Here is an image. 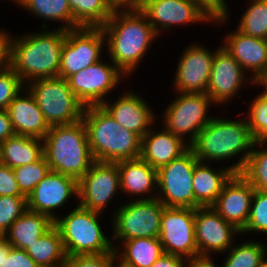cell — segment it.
<instances>
[{
	"instance_id": "37",
	"label": "cell",
	"mask_w": 267,
	"mask_h": 267,
	"mask_svg": "<svg viewBox=\"0 0 267 267\" xmlns=\"http://www.w3.org/2000/svg\"><path fill=\"white\" fill-rule=\"evenodd\" d=\"M49 171L50 168L44 154L35 162L13 169L18 187L21 193L26 197Z\"/></svg>"
},
{
	"instance_id": "36",
	"label": "cell",
	"mask_w": 267,
	"mask_h": 267,
	"mask_svg": "<svg viewBox=\"0 0 267 267\" xmlns=\"http://www.w3.org/2000/svg\"><path fill=\"white\" fill-rule=\"evenodd\" d=\"M255 84L262 85L265 90L251 102L246 119L255 141L267 142V81Z\"/></svg>"
},
{
	"instance_id": "45",
	"label": "cell",
	"mask_w": 267,
	"mask_h": 267,
	"mask_svg": "<svg viewBox=\"0 0 267 267\" xmlns=\"http://www.w3.org/2000/svg\"><path fill=\"white\" fill-rule=\"evenodd\" d=\"M11 37L4 30H0V73L10 68Z\"/></svg>"
},
{
	"instance_id": "27",
	"label": "cell",
	"mask_w": 267,
	"mask_h": 267,
	"mask_svg": "<svg viewBox=\"0 0 267 267\" xmlns=\"http://www.w3.org/2000/svg\"><path fill=\"white\" fill-rule=\"evenodd\" d=\"M53 226L54 220L49 216L27 209L3 236L13 247L25 250L28 245L35 242V239L43 236Z\"/></svg>"
},
{
	"instance_id": "5",
	"label": "cell",
	"mask_w": 267,
	"mask_h": 267,
	"mask_svg": "<svg viewBox=\"0 0 267 267\" xmlns=\"http://www.w3.org/2000/svg\"><path fill=\"white\" fill-rule=\"evenodd\" d=\"M43 154L50 171L72 176L77 181L95 162L82 119L51 126L43 139Z\"/></svg>"
},
{
	"instance_id": "11",
	"label": "cell",
	"mask_w": 267,
	"mask_h": 267,
	"mask_svg": "<svg viewBox=\"0 0 267 267\" xmlns=\"http://www.w3.org/2000/svg\"><path fill=\"white\" fill-rule=\"evenodd\" d=\"M105 38L101 27H78L66 30V39L61 50L59 77L67 79L102 60Z\"/></svg>"
},
{
	"instance_id": "46",
	"label": "cell",
	"mask_w": 267,
	"mask_h": 267,
	"mask_svg": "<svg viewBox=\"0 0 267 267\" xmlns=\"http://www.w3.org/2000/svg\"><path fill=\"white\" fill-rule=\"evenodd\" d=\"M190 262L180 256L163 253L150 267H187Z\"/></svg>"
},
{
	"instance_id": "21",
	"label": "cell",
	"mask_w": 267,
	"mask_h": 267,
	"mask_svg": "<svg viewBox=\"0 0 267 267\" xmlns=\"http://www.w3.org/2000/svg\"><path fill=\"white\" fill-rule=\"evenodd\" d=\"M216 49L206 94L214 104L222 105L233 98L245 83L246 72L240 64L223 48ZM246 76V78H245Z\"/></svg>"
},
{
	"instance_id": "29",
	"label": "cell",
	"mask_w": 267,
	"mask_h": 267,
	"mask_svg": "<svg viewBox=\"0 0 267 267\" xmlns=\"http://www.w3.org/2000/svg\"><path fill=\"white\" fill-rule=\"evenodd\" d=\"M25 251L40 267H61L66 259L61 235L55 226L35 239Z\"/></svg>"
},
{
	"instance_id": "23",
	"label": "cell",
	"mask_w": 267,
	"mask_h": 267,
	"mask_svg": "<svg viewBox=\"0 0 267 267\" xmlns=\"http://www.w3.org/2000/svg\"><path fill=\"white\" fill-rule=\"evenodd\" d=\"M6 111L15 134L43 140L50 129L36 100L28 89L19 93Z\"/></svg>"
},
{
	"instance_id": "19",
	"label": "cell",
	"mask_w": 267,
	"mask_h": 267,
	"mask_svg": "<svg viewBox=\"0 0 267 267\" xmlns=\"http://www.w3.org/2000/svg\"><path fill=\"white\" fill-rule=\"evenodd\" d=\"M223 48L250 74L248 80L255 82L267 81V40L248 36L239 30L224 37ZM253 72V73H252Z\"/></svg>"
},
{
	"instance_id": "44",
	"label": "cell",
	"mask_w": 267,
	"mask_h": 267,
	"mask_svg": "<svg viewBox=\"0 0 267 267\" xmlns=\"http://www.w3.org/2000/svg\"><path fill=\"white\" fill-rule=\"evenodd\" d=\"M1 267H40L25 250L12 247Z\"/></svg>"
},
{
	"instance_id": "47",
	"label": "cell",
	"mask_w": 267,
	"mask_h": 267,
	"mask_svg": "<svg viewBox=\"0 0 267 267\" xmlns=\"http://www.w3.org/2000/svg\"><path fill=\"white\" fill-rule=\"evenodd\" d=\"M147 0H110L113 11L141 10Z\"/></svg>"
},
{
	"instance_id": "12",
	"label": "cell",
	"mask_w": 267,
	"mask_h": 267,
	"mask_svg": "<svg viewBox=\"0 0 267 267\" xmlns=\"http://www.w3.org/2000/svg\"><path fill=\"white\" fill-rule=\"evenodd\" d=\"M194 216L193 208L164 207L158 237L164 253L198 261Z\"/></svg>"
},
{
	"instance_id": "8",
	"label": "cell",
	"mask_w": 267,
	"mask_h": 267,
	"mask_svg": "<svg viewBox=\"0 0 267 267\" xmlns=\"http://www.w3.org/2000/svg\"><path fill=\"white\" fill-rule=\"evenodd\" d=\"M157 194L147 198L133 199L116 209L113 218L112 242L134 238L159 237L160 222L164 205L156 198Z\"/></svg>"
},
{
	"instance_id": "42",
	"label": "cell",
	"mask_w": 267,
	"mask_h": 267,
	"mask_svg": "<svg viewBox=\"0 0 267 267\" xmlns=\"http://www.w3.org/2000/svg\"><path fill=\"white\" fill-rule=\"evenodd\" d=\"M0 196H24L15 178L13 169L0 162Z\"/></svg>"
},
{
	"instance_id": "33",
	"label": "cell",
	"mask_w": 267,
	"mask_h": 267,
	"mask_svg": "<svg viewBox=\"0 0 267 267\" xmlns=\"http://www.w3.org/2000/svg\"><path fill=\"white\" fill-rule=\"evenodd\" d=\"M264 145V146H262ZM267 142L255 141L247 163L240 173L254 189L267 192V149H255L265 147Z\"/></svg>"
},
{
	"instance_id": "49",
	"label": "cell",
	"mask_w": 267,
	"mask_h": 267,
	"mask_svg": "<svg viewBox=\"0 0 267 267\" xmlns=\"http://www.w3.org/2000/svg\"><path fill=\"white\" fill-rule=\"evenodd\" d=\"M12 247L11 243L4 236L0 237V267L5 260V255H9Z\"/></svg>"
},
{
	"instance_id": "32",
	"label": "cell",
	"mask_w": 267,
	"mask_h": 267,
	"mask_svg": "<svg viewBox=\"0 0 267 267\" xmlns=\"http://www.w3.org/2000/svg\"><path fill=\"white\" fill-rule=\"evenodd\" d=\"M20 4L34 16L51 21H62L60 29H73V15L68 0H17Z\"/></svg>"
},
{
	"instance_id": "20",
	"label": "cell",
	"mask_w": 267,
	"mask_h": 267,
	"mask_svg": "<svg viewBox=\"0 0 267 267\" xmlns=\"http://www.w3.org/2000/svg\"><path fill=\"white\" fill-rule=\"evenodd\" d=\"M254 191L240 173H235L224 185L212 207L226 222L242 231L250 216Z\"/></svg>"
},
{
	"instance_id": "7",
	"label": "cell",
	"mask_w": 267,
	"mask_h": 267,
	"mask_svg": "<svg viewBox=\"0 0 267 267\" xmlns=\"http://www.w3.org/2000/svg\"><path fill=\"white\" fill-rule=\"evenodd\" d=\"M25 89L33 95L49 127L82 119L85 106L76 98L65 78L37 79L28 83Z\"/></svg>"
},
{
	"instance_id": "52",
	"label": "cell",
	"mask_w": 267,
	"mask_h": 267,
	"mask_svg": "<svg viewBox=\"0 0 267 267\" xmlns=\"http://www.w3.org/2000/svg\"><path fill=\"white\" fill-rule=\"evenodd\" d=\"M266 258L261 262L260 266L259 267H267V260Z\"/></svg>"
},
{
	"instance_id": "4",
	"label": "cell",
	"mask_w": 267,
	"mask_h": 267,
	"mask_svg": "<svg viewBox=\"0 0 267 267\" xmlns=\"http://www.w3.org/2000/svg\"><path fill=\"white\" fill-rule=\"evenodd\" d=\"M82 120L95 161L116 163L140 157L141 138L123 128L101 105L86 106Z\"/></svg>"
},
{
	"instance_id": "31",
	"label": "cell",
	"mask_w": 267,
	"mask_h": 267,
	"mask_svg": "<svg viewBox=\"0 0 267 267\" xmlns=\"http://www.w3.org/2000/svg\"><path fill=\"white\" fill-rule=\"evenodd\" d=\"M73 15V29L102 27L113 13L110 0H68Z\"/></svg>"
},
{
	"instance_id": "24",
	"label": "cell",
	"mask_w": 267,
	"mask_h": 267,
	"mask_svg": "<svg viewBox=\"0 0 267 267\" xmlns=\"http://www.w3.org/2000/svg\"><path fill=\"white\" fill-rule=\"evenodd\" d=\"M160 131L149 130L141 138L140 157L156 170L179 158L190 148L179 136L166 129Z\"/></svg>"
},
{
	"instance_id": "35",
	"label": "cell",
	"mask_w": 267,
	"mask_h": 267,
	"mask_svg": "<svg viewBox=\"0 0 267 267\" xmlns=\"http://www.w3.org/2000/svg\"><path fill=\"white\" fill-rule=\"evenodd\" d=\"M252 1L240 20L237 30L248 36L267 40V0Z\"/></svg>"
},
{
	"instance_id": "26",
	"label": "cell",
	"mask_w": 267,
	"mask_h": 267,
	"mask_svg": "<svg viewBox=\"0 0 267 267\" xmlns=\"http://www.w3.org/2000/svg\"><path fill=\"white\" fill-rule=\"evenodd\" d=\"M120 173V191L130 196L157 192V170L141 157L116 162Z\"/></svg>"
},
{
	"instance_id": "43",
	"label": "cell",
	"mask_w": 267,
	"mask_h": 267,
	"mask_svg": "<svg viewBox=\"0 0 267 267\" xmlns=\"http://www.w3.org/2000/svg\"><path fill=\"white\" fill-rule=\"evenodd\" d=\"M202 7H204L214 18L213 23H220L228 21L229 12L225 0H195Z\"/></svg>"
},
{
	"instance_id": "39",
	"label": "cell",
	"mask_w": 267,
	"mask_h": 267,
	"mask_svg": "<svg viewBox=\"0 0 267 267\" xmlns=\"http://www.w3.org/2000/svg\"><path fill=\"white\" fill-rule=\"evenodd\" d=\"M26 210V196H0V233L4 235Z\"/></svg>"
},
{
	"instance_id": "17",
	"label": "cell",
	"mask_w": 267,
	"mask_h": 267,
	"mask_svg": "<svg viewBox=\"0 0 267 267\" xmlns=\"http://www.w3.org/2000/svg\"><path fill=\"white\" fill-rule=\"evenodd\" d=\"M73 196H78L77 180L69 175L49 171L27 196V209L55 220L58 216L53 210L63 207Z\"/></svg>"
},
{
	"instance_id": "34",
	"label": "cell",
	"mask_w": 267,
	"mask_h": 267,
	"mask_svg": "<svg viewBox=\"0 0 267 267\" xmlns=\"http://www.w3.org/2000/svg\"><path fill=\"white\" fill-rule=\"evenodd\" d=\"M229 249V255L222 267H259L267 255L265 244L247 241Z\"/></svg>"
},
{
	"instance_id": "16",
	"label": "cell",
	"mask_w": 267,
	"mask_h": 267,
	"mask_svg": "<svg viewBox=\"0 0 267 267\" xmlns=\"http://www.w3.org/2000/svg\"><path fill=\"white\" fill-rule=\"evenodd\" d=\"M140 11L157 35L163 32L162 29L168 30L173 25L212 22L214 18L195 0H147Z\"/></svg>"
},
{
	"instance_id": "15",
	"label": "cell",
	"mask_w": 267,
	"mask_h": 267,
	"mask_svg": "<svg viewBox=\"0 0 267 267\" xmlns=\"http://www.w3.org/2000/svg\"><path fill=\"white\" fill-rule=\"evenodd\" d=\"M194 219L198 261L212 260V252L228 251L234 242L235 234L241 235V231L226 222L213 207L196 208Z\"/></svg>"
},
{
	"instance_id": "3",
	"label": "cell",
	"mask_w": 267,
	"mask_h": 267,
	"mask_svg": "<svg viewBox=\"0 0 267 267\" xmlns=\"http://www.w3.org/2000/svg\"><path fill=\"white\" fill-rule=\"evenodd\" d=\"M255 139L252 136L247 120L232 121L212 117V120L197 134L189 145L200 162L207 160H229L243 153L240 160L229 166L235 173H241L252 152Z\"/></svg>"
},
{
	"instance_id": "10",
	"label": "cell",
	"mask_w": 267,
	"mask_h": 267,
	"mask_svg": "<svg viewBox=\"0 0 267 267\" xmlns=\"http://www.w3.org/2000/svg\"><path fill=\"white\" fill-rule=\"evenodd\" d=\"M213 103L206 93H179L163 113L164 128L183 140L190 134L187 142L190 145L212 120L207 110Z\"/></svg>"
},
{
	"instance_id": "1",
	"label": "cell",
	"mask_w": 267,
	"mask_h": 267,
	"mask_svg": "<svg viewBox=\"0 0 267 267\" xmlns=\"http://www.w3.org/2000/svg\"><path fill=\"white\" fill-rule=\"evenodd\" d=\"M101 28L107 37L105 39L110 60L125 76L133 74L148 47L158 37L140 10L113 11Z\"/></svg>"
},
{
	"instance_id": "14",
	"label": "cell",
	"mask_w": 267,
	"mask_h": 267,
	"mask_svg": "<svg viewBox=\"0 0 267 267\" xmlns=\"http://www.w3.org/2000/svg\"><path fill=\"white\" fill-rule=\"evenodd\" d=\"M120 190V173L117 163L95 161L77 181L79 205L102 212Z\"/></svg>"
},
{
	"instance_id": "48",
	"label": "cell",
	"mask_w": 267,
	"mask_h": 267,
	"mask_svg": "<svg viewBox=\"0 0 267 267\" xmlns=\"http://www.w3.org/2000/svg\"><path fill=\"white\" fill-rule=\"evenodd\" d=\"M13 131L9 115L6 110H0V143L8 137L13 136Z\"/></svg>"
},
{
	"instance_id": "30",
	"label": "cell",
	"mask_w": 267,
	"mask_h": 267,
	"mask_svg": "<svg viewBox=\"0 0 267 267\" xmlns=\"http://www.w3.org/2000/svg\"><path fill=\"white\" fill-rule=\"evenodd\" d=\"M122 244L124 247L122 252L120 247L114 246L115 252L121 259L136 267H150L164 253L158 237L134 238L125 240Z\"/></svg>"
},
{
	"instance_id": "18",
	"label": "cell",
	"mask_w": 267,
	"mask_h": 267,
	"mask_svg": "<svg viewBox=\"0 0 267 267\" xmlns=\"http://www.w3.org/2000/svg\"><path fill=\"white\" fill-rule=\"evenodd\" d=\"M198 44H191L180 57L175 75L176 94L178 93H206L214 52Z\"/></svg>"
},
{
	"instance_id": "22",
	"label": "cell",
	"mask_w": 267,
	"mask_h": 267,
	"mask_svg": "<svg viewBox=\"0 0 267 267\" xmlns=\"http://www.w3.org/2000/svg\"><path fill=\"white\" fill-rule=\"evenodd\" d=\"M104 102L101 106L120 124L123 128L130 130L142 138L154 123V111L147 102L138 94L124 92V94L113 103Z\"/></svg>"
},
{
	"instance_id": "9",
	"label": "cell",
	"mask_w": 267,
	"mask_h": 267,
	"mask_svg": "<svg viewBox=\"0 0 267 267\" xmlns=\"http://www.w3.org/2000/svg\"><path fill=\"white\" fill-rule=\"evenodd\" d=\"M199 160L189 148L179 158L157 170V199L165 207L196 209L194 167Z\"/></svg>"
},
{
	"instance_id": "2",
	"label": "cell",
	"mask_w": 267,
	"mask_h": 267,
	"mask_svg": "<svg viewBox=\"0 0 267 267\" xmlns=\"http://www.w3.org/2000/svg\"><path fill=\"white\" fill-rule=\"evenodd\" d=\"M46 31L11 39L10 67L24 84L59 77L66 30Z\"/></svg>"
},
{
	"instance_id": "13",
	"label": "cell",
	"mask_w": 267,
	"mask_h": 267,
	"mask_svg": "<svg viewBox=\"0 0 267 267\" xmlns=\"http://www.w3.org/2000/svg\"><path fill=\"white\" fill-rule=\"evenodd\" d=\"M125 74L115 65L102 60L79 71L66 80L76 98L86 106H100L107 93L116 88ZM123 77V78H122Z\"/></svg>"
},
{
	"instance_id": "25",
	"label": "cell",
	"mask_w": 267,
	"mask_h": 267,
	"mask_svg": "<svg viewBox=\"0 0 267 267\" xmlns=\"http://www.w3.org/2000/svg\"><path fill=\"white\" fill-rule=\"evenodd\" d=\"M234 174L235 172L230 167L214 170L209 163L199 161L194 167L192 180L196 208L212 207L224 185Z\"/></svg>"
},
{
	"instance_id": "38",
	"label": "cell",
	"mask_w": 267,
	"mask_h": 267,
	"mask_svg": "<svg viewBox=\"0 0 267 267\" xmlns=\"http://www.w3.org/2000/svg\"><path fill=\"white\" fill-rule=\"evenodd\" d=\"M249 232L267 233V192L254 191L250 216L241 234Z\"/></svg>"
},
{
	"instance_id": "6",
	"label": "cell",
	"mask_w": 267,
	"mask_h": 267,
	"mask_svg": "<svg viewBox=\"0 0 267 267\" xmlns=\"http://www.w3.org/2000/svg\"><path fill=\"white\" fill-rule=\"evenodd\" d=\"M100 214L77 205L65 217L54 220L66 256L98 255L115 251L112 239H108L100 227Z\"/></svg>"
},
{
	"instance_id": "51",
	"label": "cell",
	"mask_w": 267,
	"mask_h": 267,
	"mask_svg": "<svg viewBox=\"0 0 267 267\" xmlns=\"http://www.w3.org/2000/svg\"><path fill=\"white\" fill-rule=\"evenodd\" d=\"M187 267H217L213 260H201L197 262H190Z\"/></svg>"
},
{
	"instance_id": "41",
	"label": "cell",
	"mask_w": 267,
	"mask_h": 267,
	"mask_svg": "<svg viewBox=\"0 0 267 267\" xmlns=\"http://www.w3.org/2000/svg\"><path fill=\"white\" fill-rule=\"evenodd\" d=\"M113 253L66 256L61 267H112Z\"/></svg>"
},
{
	"instance_id": "40",
	"label": "cell",
	"mask_w": 267,
	"mask_h": 267,
	"mask_svg": "<svg viewBox=\"0 0 267 267\" xmlns=\"http://www.w3.org/2000/svg\"><path fill=\"white\" fill-rule=\"evenodd\" d=\"M23 87L26 86L11 67L0 73V110H6Z\"/></svg>"
},
{
	"instance_id": "28",
	"label": "cell",
	"mask_w": 267,
	"mask_h": 267,
	"mask_svg": "<svg viewBox=\"0 0 267 267\" xmlns=\"http://www.w3.org/2000/svg\"><path fill=\"white\" fill-rule=\"evenodd\" d=\"M43 155V140L14 134L0 143V162L14 169L37 161Z\"/></svg>"
},
{
	"instance_id": "50",
	"label": "cell",
	"mask_w": 267,
	"mask_h": 267,
	"mask_svg": "<svg viewBox=\"0 0 267 267\" xmlns=\"http://www.w3.org/2000/svg\"><path fill=\"white\" fill-rule=\"evenodd\" d=\"M119 260V261H118ZM118 261V262H117ZM117 262V264H115ZM112 267H136L133 266L132 264L124 261L123 259H121L117 253L114 251L113 252V256H112Z\"/></svg>"
}]
</instances>
